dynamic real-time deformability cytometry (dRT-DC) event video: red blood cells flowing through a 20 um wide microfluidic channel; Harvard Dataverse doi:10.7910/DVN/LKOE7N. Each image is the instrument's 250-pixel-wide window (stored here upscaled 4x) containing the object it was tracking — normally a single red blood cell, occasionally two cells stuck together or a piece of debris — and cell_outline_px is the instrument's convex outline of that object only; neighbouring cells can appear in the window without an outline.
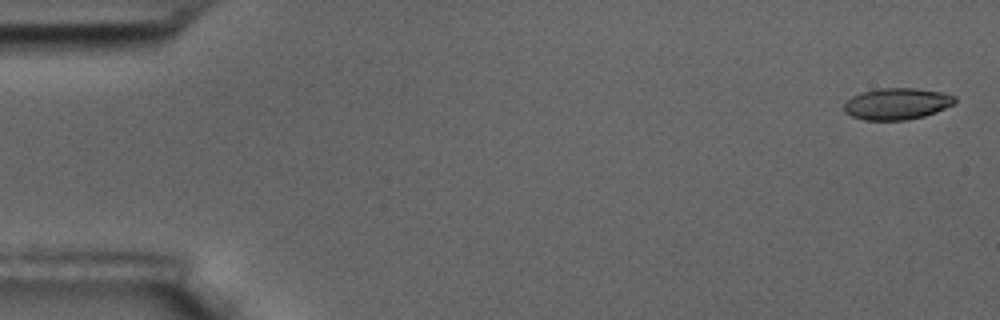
{"species": "common noctule bat (a hibernating species)", "species_latin": "Nyctalus noctula", "temperature_condition": "room temperature", "stored_images_in_passage": 10, "camera_frame_rate_fps": 3000, "um_per_image_px": 0.085, "animal": {"sex": "male", "body_mass_g": 17.5, "forearm_length_mm": 52.3}, "frame": {"image": 1, "passage_image": 1, "time_ms": 0.0, "image_size_px": [1000, 320], "cell_outline_px": [[956, 104], [936, 112], [924, 116], [908, 120], [864, 120], [852, 116], [844, 112], [844, 104], [852, 96], [860, 92], [876, 88], [916, 88], [944, 92], [956, 96]], "centroid_in_image_um": [76.27, 8.81], "position_along_channel_um": 8.7, "area_um2": 20.69}}
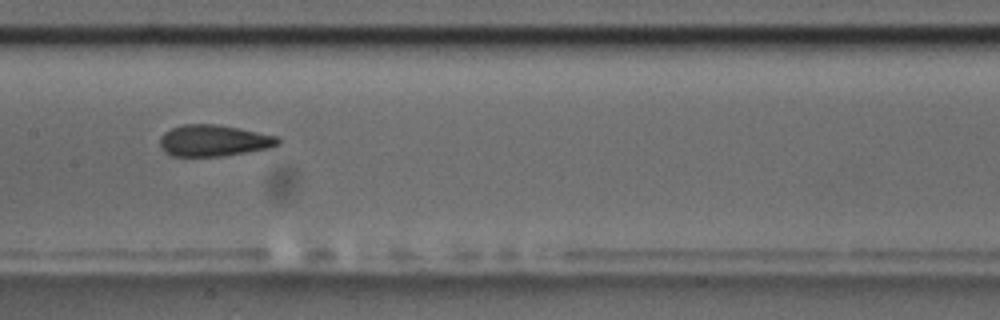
{"frame": {"image": 2, "passage_image": 8, "time_ms": 2.333, "image_size_px": [1000, 320], "cell_outline_px": [[280, 144], [268, 148], [220, 156], [172, 156], [164, 152], [160, 148], [160, 136], [164, 132], [172, 128], [184, 124], [216, 124], [240, 128], [280, 136]], "centroid_in_image_um": [18.16, 11.94], "position_along_channel_um": 189.2, "area_um2": 21.73}}
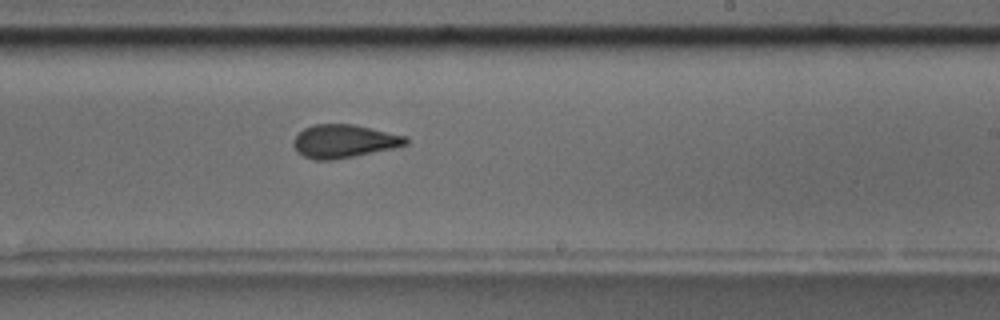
{"frame": {"image": 3, "passage_image": 10, "time_ms": 3.0, "image_size_px": [1000, 320], "cell_outline_px": [[408, 144], [392, 148], [332, 160], [316, 160], [304, 156], [296, 152], [292, 144], [292, 140], [304, 128], [312, 124], [352, 124], [408, 136]], "centroid_in_image_um": [29.21, 11.99], "position_along_channel_um": 259.8, "area_um2": 21.68}}